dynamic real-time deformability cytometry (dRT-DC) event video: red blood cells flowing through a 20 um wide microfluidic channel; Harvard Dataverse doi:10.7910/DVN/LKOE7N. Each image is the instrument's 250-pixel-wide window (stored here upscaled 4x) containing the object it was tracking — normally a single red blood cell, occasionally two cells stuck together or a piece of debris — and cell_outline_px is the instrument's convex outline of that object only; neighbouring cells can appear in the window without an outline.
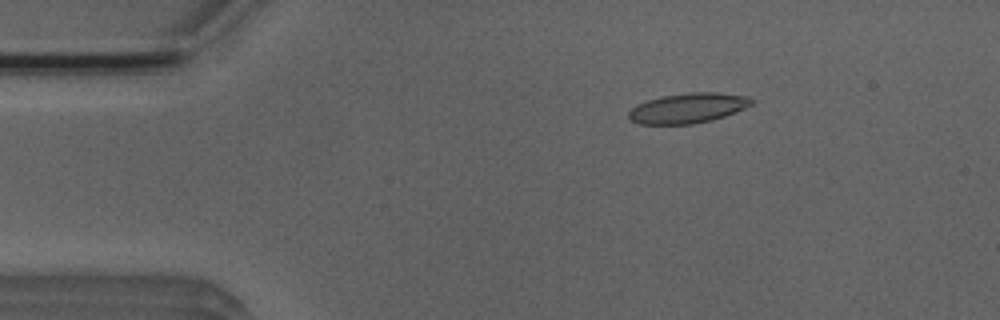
{"species": "Egyptian fruit bat (a non-hibernating species)", "species_latin": "Rousettus aegyptiacus", "temperature_condition": "room temperature", "stored_images_in_passage": 51, "camera_frame_rate_fps": 3000, "um_per_image_px": 0.085, "animal": {"sex": "male"}, "frame": {"image": 1, "passage_image": 8, "time_ms": 2.333, "image_size_px": [1000, 320], "cell_outline_px": [[752, 104], [736, 112], [712, 120], [692, 124], [640, 124], [632, 120], [628, 116], [628, 112], [636, 104], [660, 96], [688, 92], [716, 92], [748, 96], [752, 100]], "centroid_in_image_um": [58.46, 9.18], "position_along_channel_um": 26.5, "area_um2": 21.5}}
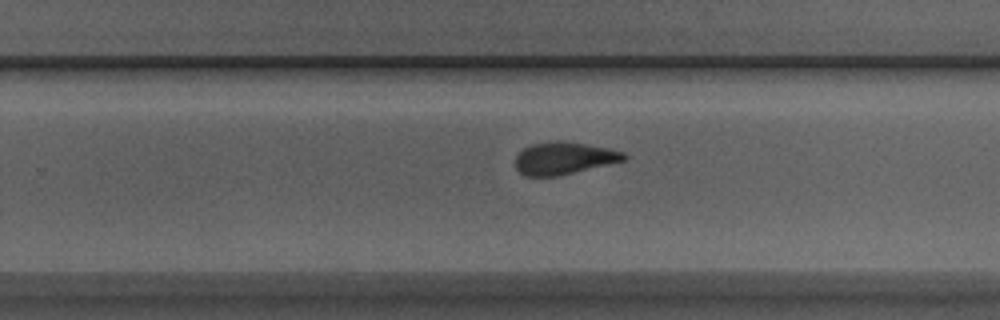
{"frame": {"image": 2, "passage_image": 32, "time_ms": 10.333, "image_size_px": [1000, 320], "cell_outline_px": [[628, 156], [624, 160], [560, 176], [524, 176], [516, 168], [516, 156], [524, 148], [532, 144], [556, 140], [564, 140], [608, 148], [624, 152]], "centroid_in_image_um": [47.93, 13.44], "position_along_channel_um": 281.9, "area_um2": 20.46}}
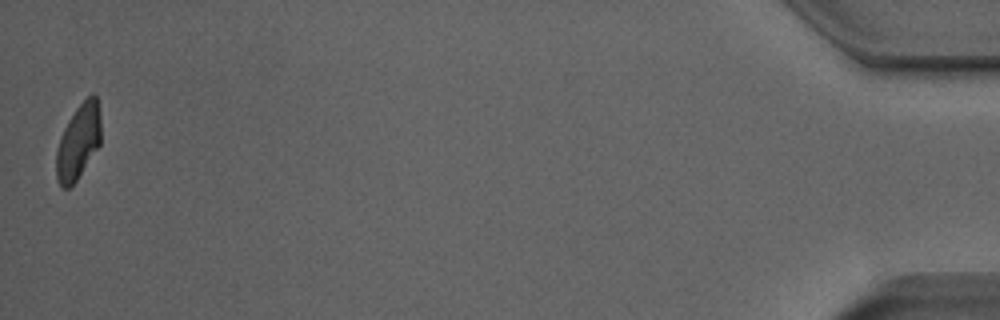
{"frame": {"image": 3, "passage_image": 51, "time_ms": 16.667, "image_size_px": [1000, 320], "cell_outline_px": [[100, 144], [76, 180], [68, 188], [64, 188], [56, 180], [56, 148], [60, 136], [68, 120], [76, 108], [92, 92], [96, 96], [100, 116]], "centroid_in_image_um": [6.64, 12.03], "position_along_channel_um": 428.6, "area_um2": 19.36}, "authors_computed_cell_mechanics": {"area_um2": 20.8658, "velocity_mm_per_s": 3.9205, "shape_relaxation_time_tau1_ms": 7.02, "shape_relaxation_time_tau2_ms": 1.8199, "deformation_change_tau1": 0.1962, "deformation_change_tau2": 0.0961}}